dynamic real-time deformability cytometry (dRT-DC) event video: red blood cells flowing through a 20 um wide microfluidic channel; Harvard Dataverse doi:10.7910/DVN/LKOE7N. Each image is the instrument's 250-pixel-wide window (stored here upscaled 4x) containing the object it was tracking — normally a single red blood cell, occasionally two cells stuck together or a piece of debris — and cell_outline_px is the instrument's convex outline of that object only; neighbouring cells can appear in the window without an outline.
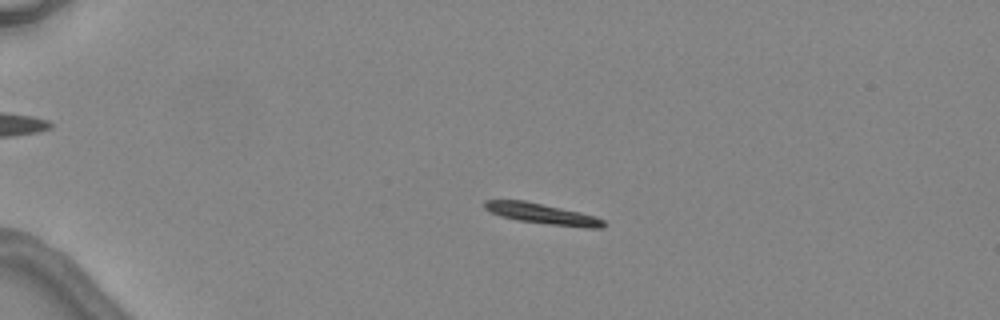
{"species": "common noctule bat (a hibernating species)", "species_latin": "Nyctalus noctula", "temperature_condition": "warm", "stored_images_in_passage": 4, "camera_frame_rate_fps": 3000, "um_per_image_px": 0.085, "animal": {"sex": "female", "body_mass_g": 24.6, "forearm_length_mm": 56.2}, "frame": {"image": 1, "passage_image": 3, "time_ms": 2.333, "image_size_px": [1000, 320], "cell_outline_px": [[608, 224], [600, 228], [584, 228], [548, 224], [516, 220], [500, 216], [484, 208], [484, 200], [524, 200], [580, 212], [596, 216], [604, 220]], "centroid_in_image_um": [46.13, 18.18], "position_along_channel_um": 38.9, "area_um2": 14.33}}